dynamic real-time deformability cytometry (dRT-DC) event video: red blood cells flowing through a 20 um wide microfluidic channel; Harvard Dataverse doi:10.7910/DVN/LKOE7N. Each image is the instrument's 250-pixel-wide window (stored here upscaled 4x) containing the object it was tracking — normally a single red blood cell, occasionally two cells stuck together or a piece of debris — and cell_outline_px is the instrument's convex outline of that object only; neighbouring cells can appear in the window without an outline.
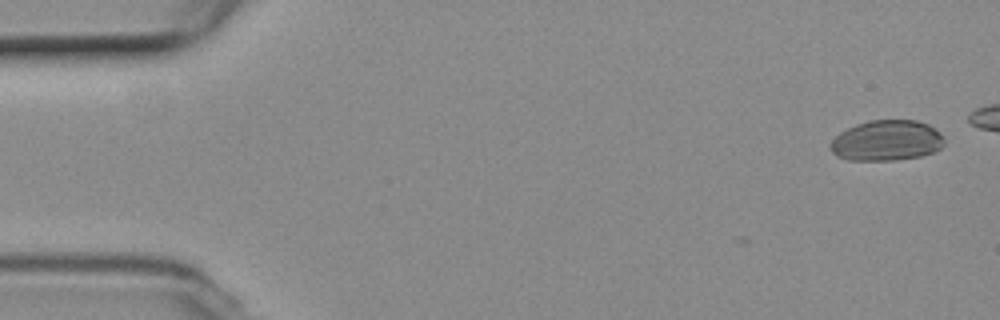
{"species": "common noctule bat (a hibernating species)", "species_latin": "Nyctalus noctula", "temperature_condition": "room temperature", "stored_images_in_passage": 2, "camera_frame_rate_fps": 3000, "um_per_image_px": 0.085, "animal": {"sex": "female", "body_mass_g": 19.3, "forearm_length_mm": 54.1}, "frame": {"image": 1, "passage_image": 2, "time_ms": 0.333, "image_size_px": [1000, 320], "cell_outline_px": [[944, 144], [940, 148], [932, 152], [920, 156], [896, 160], [848, 160], [836, 156], [828, 148], [828, 144], [840, 132], [856, 124], [868, 120], [916, 120], [928, 124], [940, 132], [944, 136]], "centroid_in_image_um": [75.34, 11.94], "position_along_channel_um": 9.7, "area_um2": 27.11}}